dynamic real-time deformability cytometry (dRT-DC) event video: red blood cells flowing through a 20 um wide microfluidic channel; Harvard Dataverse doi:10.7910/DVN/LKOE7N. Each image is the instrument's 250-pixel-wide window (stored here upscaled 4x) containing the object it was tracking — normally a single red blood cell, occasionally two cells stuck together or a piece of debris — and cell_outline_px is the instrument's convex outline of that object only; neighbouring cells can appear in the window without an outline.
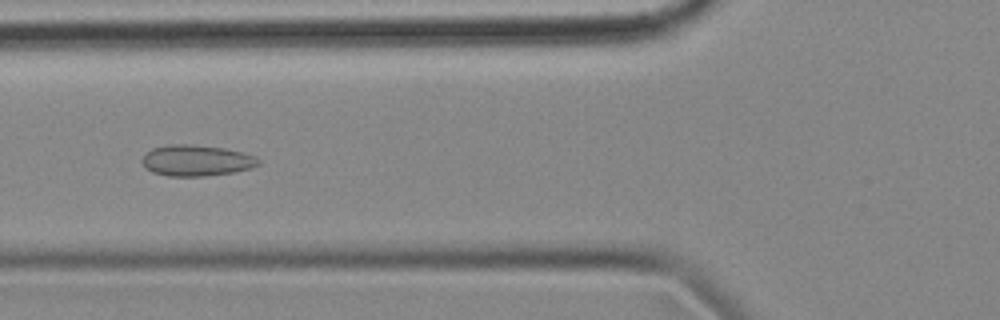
{"species": "common noctule bat (a hibernating species)", "species_latin": "Nyctalus noctula", "temperature_condition": "cold", "stored_images_in_passage": 57, "camera_frame_rate_fps": 3000, "um_per_image_px": 0.085, "animal": {"sex": "female", "body_mass_g": 18.4}, "frame": {"image": 1, "passage_image": 21, "time_ms": 6.667, "image_size_px": [1000, 320], "cell_outline_px": [[260, 164], [252, 168], [232, 172], [204, 176], [168, 176], [152, 172], [144, 168], [140, 160], [152, 148], [168, 144], [188, 144], [224, 148], [256, 156], [260, 160]], "centroid_in_image_um": [16.67, 13.64], "position_along_channel_um": 109.1, "area_um2": 21.1}}
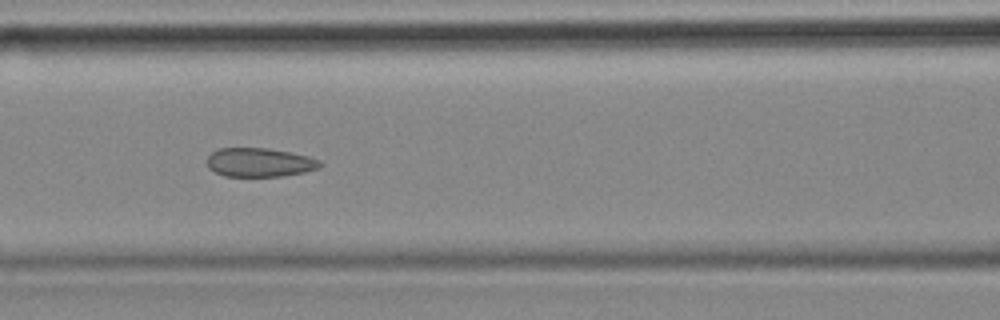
{"frame": {"image": 2, "passage_image": 24, "time_ms": 7.667, "image_size_px": [1000, 320], "cell_outline_px": [[324, 164], [320, 168], [304, 172], [280, 176], [224, 176], [208, 168], [208, 156], [212, 152], [220, 148], [268, 148], [308, 156], [320, 160]], "centroid_in_image_um": [22.09, 13.8], "position_along_channel_um": 144.5, "area_um2": 18.96}}
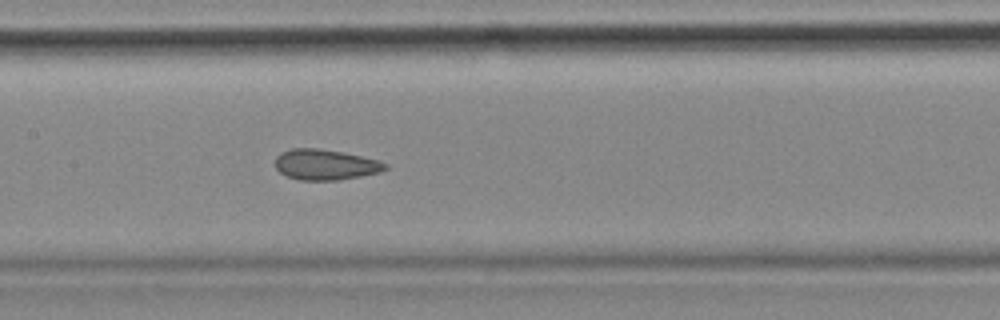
{"frame": {"image": 3, "passage_image": 27, "time_ms": 8.667, "image_size_px": [1000, 320], "cell_outline_px": [[388, 168], [380, 172], [360, 176], [336, 180], [300, 180], [288, 176], [280, 172], [276, 168], [276, 156], [280, 152], [292, 148], [316, 148], [340, 152], [360, 156], [376, 160], [388, 164]], "centroid_in_image_um": [27.63, 13.99], "position_along_channel_um": 179.8, "area_um2": 19.36}, "authors_computed_cell_mechanics": {"area_um2": 21.097, "velocity_mm_per_s": 3.5368, "shape_relaxation_time_tau1_ms": null, "shape_relaxation_time_tau2_ms": 1.6406, "deformation_change_tau1": null, "deformation_change_tau2": 0.0892}}